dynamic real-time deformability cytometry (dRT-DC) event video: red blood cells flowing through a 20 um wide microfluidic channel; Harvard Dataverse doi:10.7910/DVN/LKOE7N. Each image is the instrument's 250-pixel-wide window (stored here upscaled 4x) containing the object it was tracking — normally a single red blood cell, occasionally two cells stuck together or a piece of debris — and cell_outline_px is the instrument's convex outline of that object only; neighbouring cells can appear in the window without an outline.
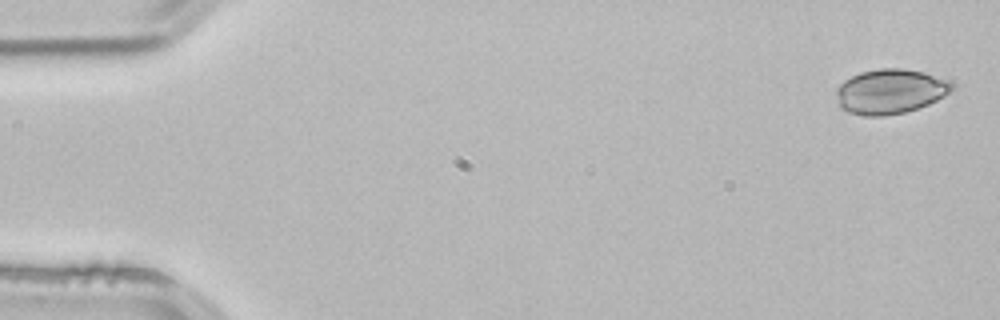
{"species": "common noctule bat (a hibernating species)", "species_latin": "Nyctalus noctula", "temperature_condition": "room temperature", "stored_images_in_passage": 4, "camera_frame_rate_fps": 3000, "um_per_image_px": 0.085, "animal": {"sex": "male", "body_mass_g": 21.5, "forearm_length_mm": 52.0}, "frame": {"image": 1, "passage_image": 1, "time_ms": 0.0, "image_size_px": [1000, 320], "cell_outline_px": [[956, 88], [952, 92], [928, 104], [904, 112], [884, 116], [868, 116], [848, 112], [840, 108], [836, 92], [836, 88], [844, 80], [860, 72], [880, 68], [900, 68], [924, 72], [952, 80]], "centroid_in_image_um": [75.71, 7.76], "position_along_channel_um": 9.3, "area_um2": 30.4}}
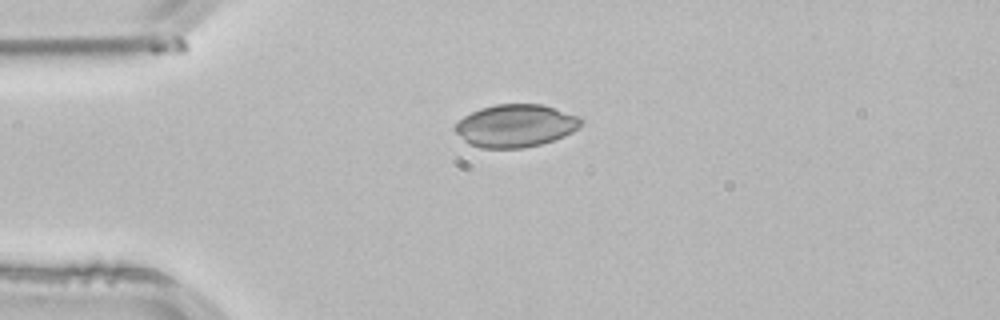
{"frame": {"image": 2, "passage_image": 3, "time_ms": 0.667, "image_size_px": [1000, 320], "cell_outline_px": [[580, 124], [572, 132], [564, 136], [540, 144], [524, 148], [480, 148], [468, 144], [452, 128], [464, 116], [480, 108], [496, 104], [540, 104], [580, 116]], "centroid_in_image_um": [43.78, 10.69], "position_along_channel_um": 41.2, "area_um2": 31.1}}